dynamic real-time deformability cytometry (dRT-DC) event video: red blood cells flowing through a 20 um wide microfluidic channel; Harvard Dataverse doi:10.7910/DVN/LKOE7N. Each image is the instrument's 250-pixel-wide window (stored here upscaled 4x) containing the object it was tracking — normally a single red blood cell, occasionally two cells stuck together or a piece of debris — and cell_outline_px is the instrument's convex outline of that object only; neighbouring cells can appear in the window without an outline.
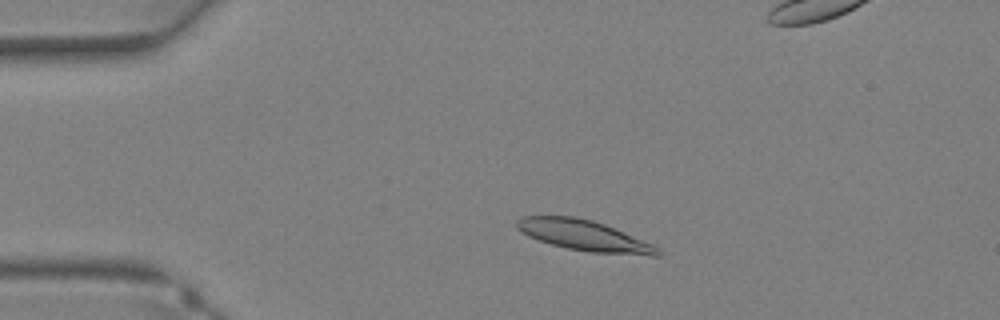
{"species": "Egyptian fruit bat (a non-hibernating species)", "species_latin": "Rousettus aegyptiacus", "temperature_condition": "warm", "stored_images_in_passage": 36, "camera_frame_rate_fps": 3000, "um_per_image_px": 0.085, "animal": {"sex": "female"}, "frame": {"image": 1, "passage_image": 6, "time_ms": 1.667, "image_size_px": [1000, 320], "cell_outline_px": [[660, 256], [652, 256], [588, 252], [568, 248], [552, 244], [528, 236], [520, 232], [516, 228], [516, 220], [520, 216], [576, 216], [592, 220], [604, 224], [652, 244], [660, 252]], "centroid_in_image_um": [49.6, 20.01], "position_along_channel_um": 35.4, "area_um2": 24.97}}
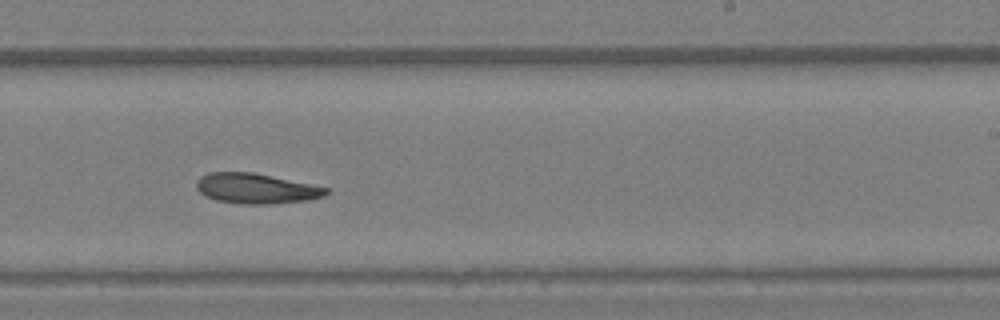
{"frame": {"image": 2, "passage_image": 21, "time_ms": 6.667, "image_size_px": [1000, 320], "cell_outline_px": [[332, 192], [324, 196], [308, 200], [272, 204], [244, 204], [216, 200], [204, 196], [196, 188], [196, 180], [200, 176], [208, 172], [252, 172], [332, 188]], "centroid_in_image_um": [21.8, 16.02], "position_along_channel_um": 267.2, "area_um2": 23.12}}
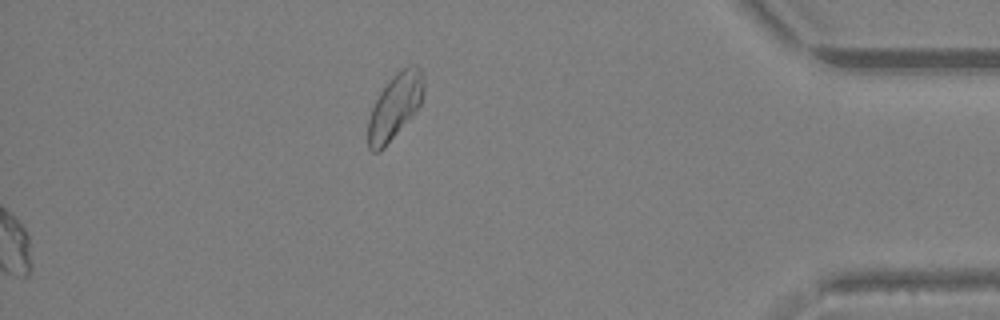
{"frame": {"image": 3, "passage_image": 36, "time_ms": 11.667, "image_size_px": [1000, 320], "cell_outline_px": [[424, 92], [420, 104], [384, 148], [380, 152], [372, 152], [368, 148], [368, 120], [372, 108], [380, 92], [392, 76], [400, 68], [408, 64], [416, 64], [424, 72]], "centroid_in_image_um": [33.58, 8.99], "position_along_channel_um": 401.6, "area_um2": 21.1}}